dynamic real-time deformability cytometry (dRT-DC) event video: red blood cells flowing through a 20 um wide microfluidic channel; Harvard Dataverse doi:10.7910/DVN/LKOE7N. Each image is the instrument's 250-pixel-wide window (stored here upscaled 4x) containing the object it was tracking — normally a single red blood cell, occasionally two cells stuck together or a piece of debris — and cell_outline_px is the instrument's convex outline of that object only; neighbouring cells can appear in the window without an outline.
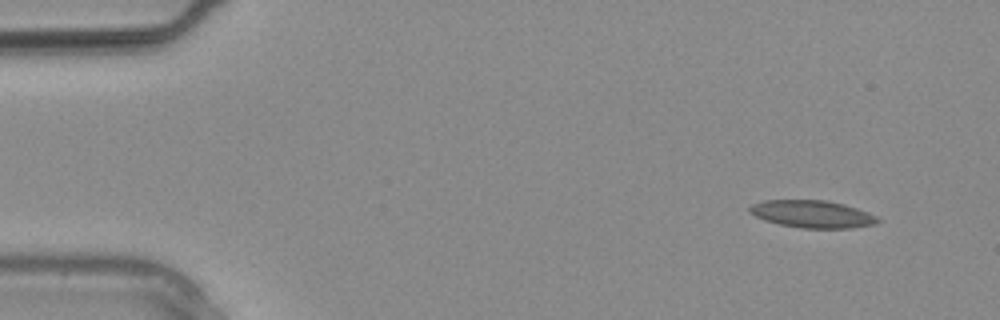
{"species": "common noctule bat (a hibernating species)", "species_latin": "Nyctalus noctula", "temperature_condition": "warm", "stored_images_in_passage": 3, "camera_frame_rate_fps": 3000, "um_per_image_px": 0.085, "animal": {"sex": "male", "body_mass_g": 20.4}, "frame": {"image": 1, "passage_image": 1, "time_ms": 0.0, "image_size_px": [1000, 320], "cell_outline_px": [[880, 220], [876, 224], [852, 228], [800, 228], [780, 224], [764, 220], [748, 212], [748, 208], [752, 204], [764, 200], [824, 200], [844, 204], [868, 212], [876, 216]], "centroid_in_image_um": [69.03, 18.19], "position_along_channel_um": 16.0, "area_um2": 20.46}}